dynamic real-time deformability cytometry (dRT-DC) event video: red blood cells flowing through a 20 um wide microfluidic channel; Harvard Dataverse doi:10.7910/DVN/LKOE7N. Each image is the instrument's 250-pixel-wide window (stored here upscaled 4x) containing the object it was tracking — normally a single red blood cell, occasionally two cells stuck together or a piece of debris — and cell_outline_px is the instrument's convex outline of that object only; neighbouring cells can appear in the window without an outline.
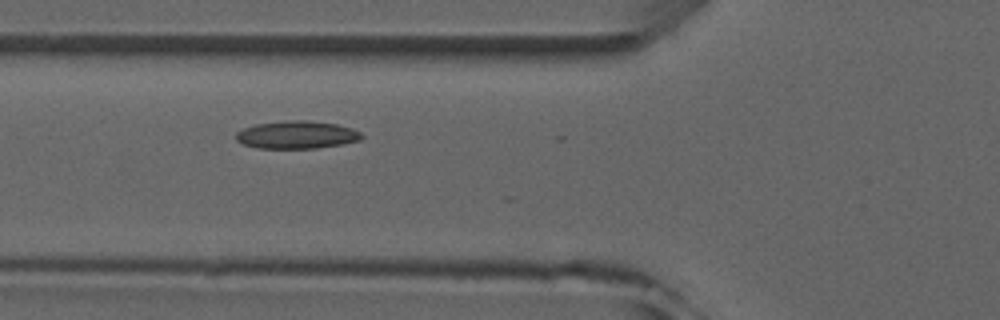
{"species": "common noctule bat (a hibernating species)", "species_latin": "Nyctalus noctula", "temperature_condition": "room temperature", "stored_images_in_passage": 5, "camera_frame_rate_fps": 3000, "um_per_image_px": 0.085, "animal": {"sex": "male", "forearm_length_mm": 52.5}, "frame": {"image": 1, "passage_image": 4, "time_ms": 4.333, "image_size_px": [1000, 320], "cell_outline_px": [[364, 136], [360, 140], [340, 144], [316, 148], [256, 148], [244, 144], [236, 140], [236, 132], [244, 128], [256, 124], [284, 120], [308, 120], [336, 124], [352, 128], [360, 132]], "centroid_in_image_um": [25.22, 11.45], "position_along_channel_um": 100.6, "area_um2": 20.29}}
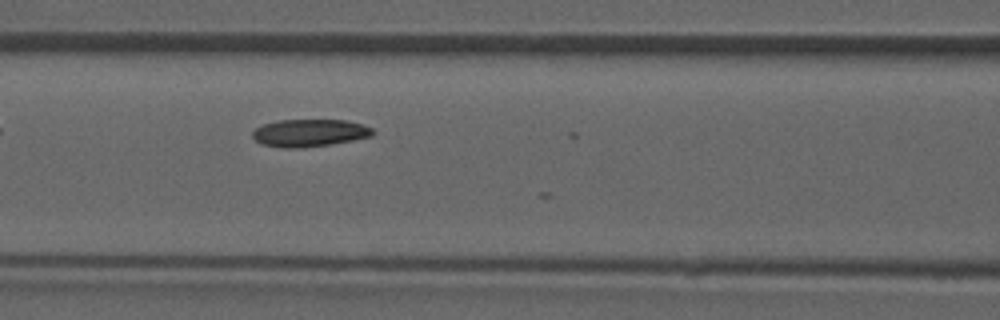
{"frame": {"image": 2, "passage_image": 5, "time_ms": 5.333, "image_size_px": [1000, 320], "cell_outline_px": [[372, 136], [352, 140], [328, 144], [300, 148], [280, 148], [264, 144], [256, 140], [252, 136], [252, 132], [256, 128], [264, 124], [280, 120], [344, 120], [364, 124], [372, 128]], "centroid_in_image_um": [26.3, 11.29], "position_along_channel_um": 140.3, "area_um2": 19.02}}